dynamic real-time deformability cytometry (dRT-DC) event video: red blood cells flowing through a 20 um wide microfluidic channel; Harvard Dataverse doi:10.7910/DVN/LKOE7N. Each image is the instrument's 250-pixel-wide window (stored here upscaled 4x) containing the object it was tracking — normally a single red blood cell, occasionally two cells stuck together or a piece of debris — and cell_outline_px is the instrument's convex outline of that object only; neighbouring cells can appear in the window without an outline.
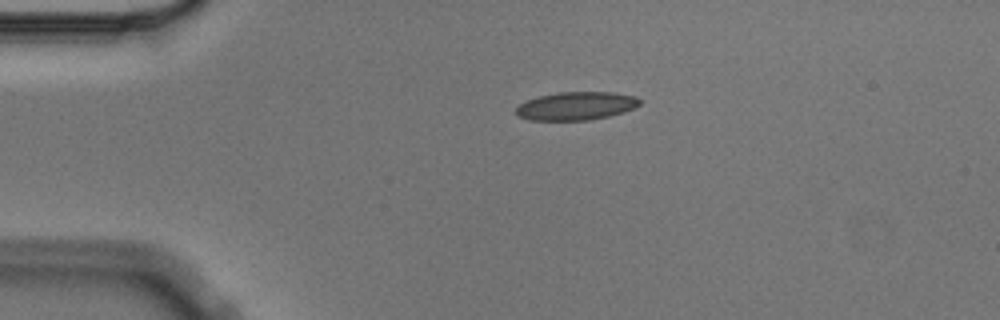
{"species": "Egyptian fruit bat (a non-hibernating species)", "species_latin": "Rousettus aegyptiacus", "temperature_condition": "cold", "stored_images_in_passage": 1, "camera_frame_rate_fps": 3000, "um_per_image_px": 0.085, "animal": {"sex": "male"}, "frame": {"image": 1, "passage_image": 1, "time_ms": 0.0, "image_size_px": [1000, 320], "cell_outline_px": [[640, 104], [624, 112], [608, 116], [588, 120], [528, 120], [520, 116], [516, 112], [516, 108], [520, 104], [528, 100], [540, 96], [560, 92], [612, 92], [636, 96], [640, 100]], "centroid_in_image_um": [48.99, 9.0], "position_along_channel_um": 36.0, "area_um2": 20.11}}